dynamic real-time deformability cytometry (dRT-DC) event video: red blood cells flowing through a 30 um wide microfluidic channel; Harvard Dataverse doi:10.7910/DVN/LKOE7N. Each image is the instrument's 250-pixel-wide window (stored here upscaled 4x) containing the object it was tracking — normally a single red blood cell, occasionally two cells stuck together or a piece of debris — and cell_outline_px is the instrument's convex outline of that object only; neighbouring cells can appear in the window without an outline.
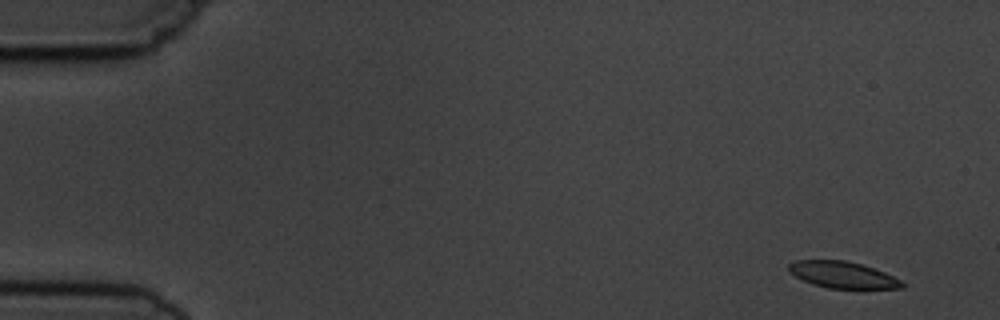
{"species": "common noctule bat (a hibernating species)", "species_latin": "Nyctalus noctula", "temperature_condition": "cold", "stored_images_in_passage": 4, "camera_frame_rate_fps": 3000, "um_per_image_px": 0.085, "animal": {"sex": "male", "body_mass_g": 19.5, "forearm_length_mm": 54.6}, "frame": {"image": 1, "passage_image": 1, "time_ms": 0.0, "image_size_px": [1000, 320], "cell_outline_px": [[904, 288], [828, 288], [812, 284], [788, 272], [788, 264], [796, 260], [844, 260], [864, 264], [884, 272], [900, 280], [904, 284]], "centroid_in_image_um": [71.61, 23.35], "position_along_channel_um": 13.4, "area_um2": 17.46}}